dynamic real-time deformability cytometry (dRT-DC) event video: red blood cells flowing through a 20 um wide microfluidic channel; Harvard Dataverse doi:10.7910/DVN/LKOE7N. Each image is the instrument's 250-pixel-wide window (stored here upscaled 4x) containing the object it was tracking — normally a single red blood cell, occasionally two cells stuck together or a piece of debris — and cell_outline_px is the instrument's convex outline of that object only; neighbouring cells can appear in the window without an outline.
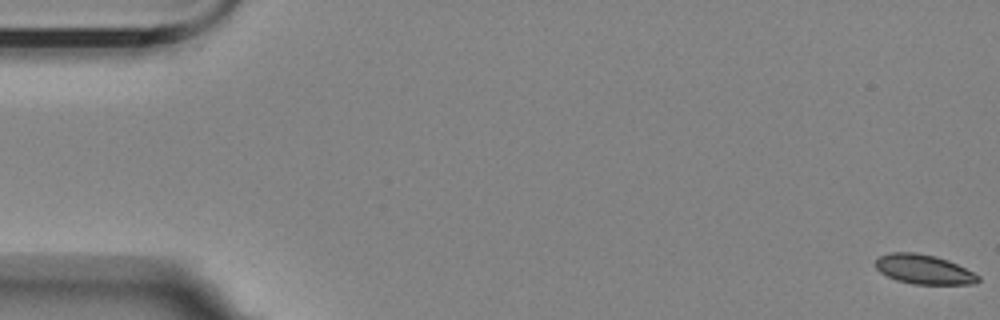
{"species": "Egyptian fruit bat (a non-hibernating species)", "species_latin": "Rousettus aegyptiacus", "temperature_condition": "room temperature", "stored_images_in_passage": 21, "camera_frame_rate_fps": 3000, "um_per_image_px": 0.085, "animal": {"sex": "female"}, "frame": {"image": 1, "passage_image": 1, "time_ms": 0.0, "image_size_px": [1000, 320], "cell_outline_px": [[980, 280], [976, 284], [912, 284], [896, 280], [880, 272], [876, 268], [876, 260], [880, 256], [892, 252], [916, 252], [936, 256], [948, 260], [980, 276]], "centroid_in_image_um": [78.53, 22.9], "position_along_channel_um": 6.5, "area_um2": 17.57}}
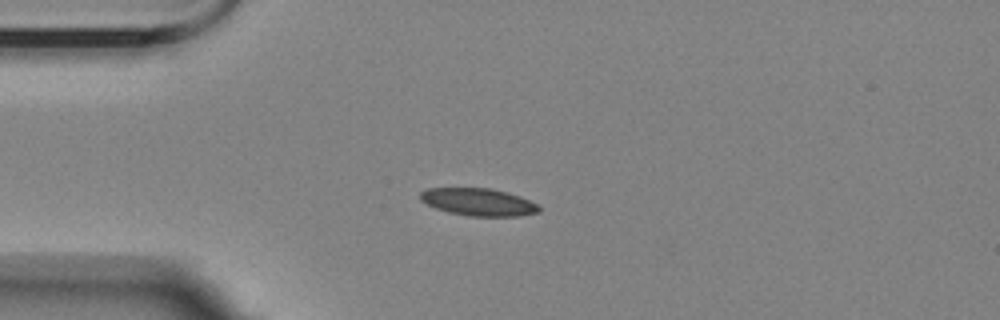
{"frame": {"image": 2, "passage_image": 15, "time_ms": 4.667, "image_size_px": [1000, 320], "cell_outline_px": [[540, 212], [520, 216], [468, 216], [448, 212], [436, 208], [420, 200], [420, 192], [428, 188], [488, 188], [508, 192], [520, 196], [536, 204], [540, 208]], "centroid_in_image_um": [40.66, 17.17], "position_along_channel_um": 44.3, "area_um2": 18.96}}
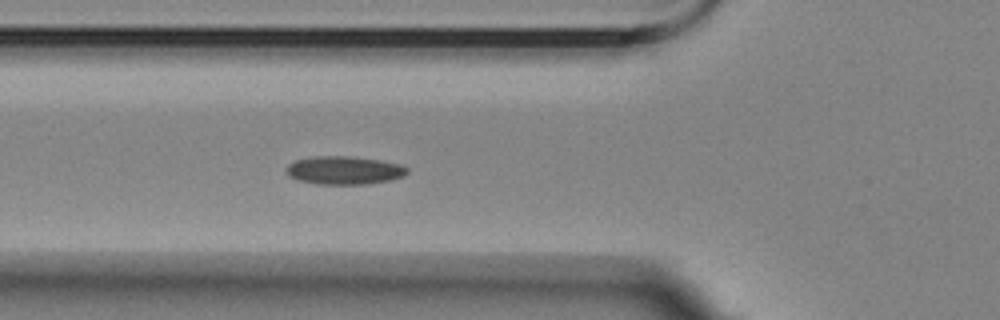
{"frame": {"image": 3, "passage_image": 21, "time_ms": 6.667, "image_size_px": [1000, 320], "cell_outline_px": [[408, 172], [404, 176], [392, 180], [368, 184], [316, 184], [296, 180], [288, 176], [284, 172], [288, 164], [296, 160], [316, 156], [352, 156], [380, 160], [400, 164], [408, 168]], "centroid_in_image_um": [29.24, 14.48], "position_along_channel_um": 96.6, "area_um2": 20.17}}